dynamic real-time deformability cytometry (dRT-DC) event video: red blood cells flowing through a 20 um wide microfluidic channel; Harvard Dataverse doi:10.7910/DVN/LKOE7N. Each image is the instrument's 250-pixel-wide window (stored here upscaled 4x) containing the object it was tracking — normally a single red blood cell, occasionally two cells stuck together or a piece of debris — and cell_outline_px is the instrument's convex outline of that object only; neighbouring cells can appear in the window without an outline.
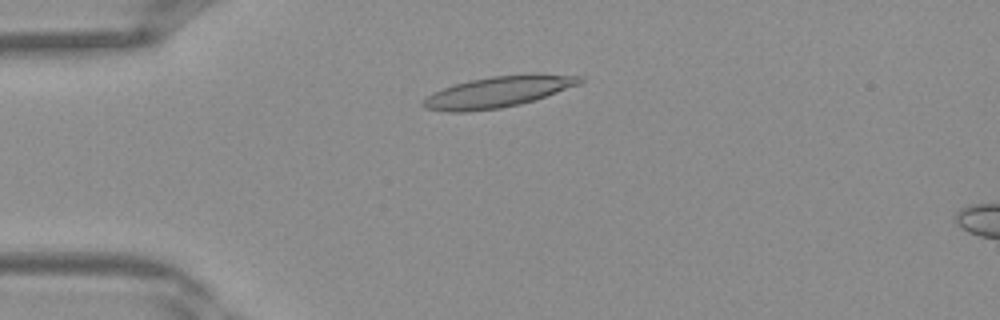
{"species": "Egyptian fruit bat (a non-hibernating species)", "species_latin": "Rousettus aegyptiacus", "temperature_condition": "warm", "stored_images_in_passage": 39, "camera_frame_rate_fps": 3000, "um_per_image_px": 0.085, "frame": {"image": 1, "passage_image": 9, "time_ms": 2.667, "image_size_px": [1000, 320], "cell_outline_px": [[584, 80], [580, 84], [520, 104], [500, 108], [468, 112], [448, 112], [424, 108], [420, 104], [428, 96], [444, 88], [456, 84], [472, 80], [492, 76], [532, 72], [536, 72], [584, 76]], "centroid_in_image_um": [42.39, 7.78], "position_along_channel_um": 42.6, "area_um2": 28.44}}
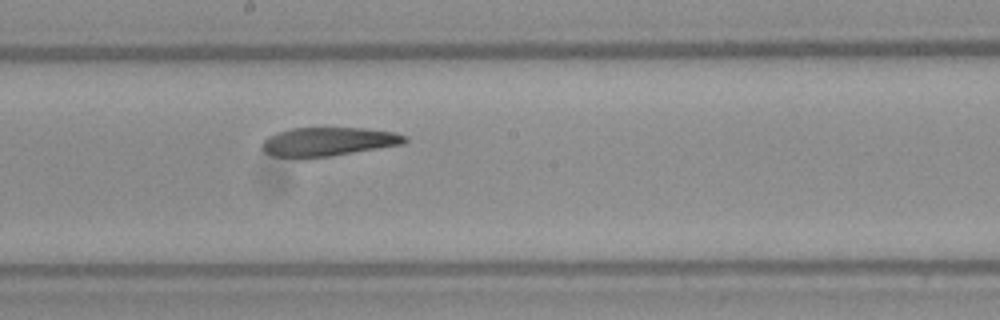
{"frame": {"image": 2, "passage_image": 21, "time_ms": 6.667, "image_size_px": [1000, 320], "cell_outline_px": [[408, 140], [404, 144], [332, 156], [304, 160], [272, 156], [264, 152], [260, 148], [260, 144], [268, 136], [276, 132], [292, 128], [368, 128], [396, 132], [408, 136]], "centroid_in_image_um": [27.86, 12.07], "position_along_channel_um": 220.3, "area_um2": 24.8}}
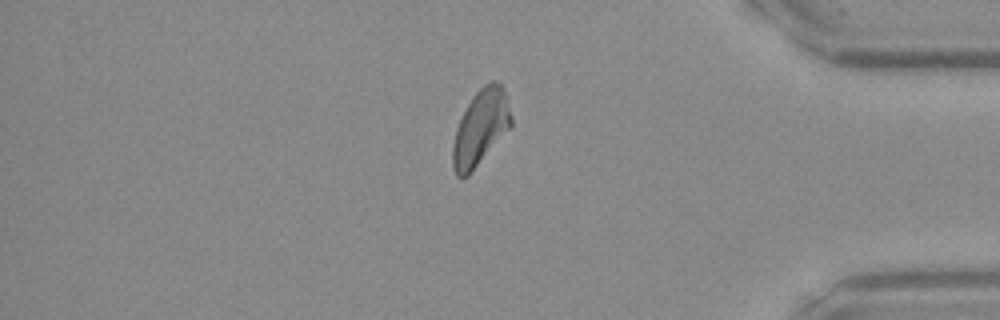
{"frame": {"image": 3, "passage_image": 33, "time_ms": 10.667, "image_size_px": [1000, 320], "cell_outline_px": [[512, 124], [468, 176], [456, 176], [452, 168], [452, 148], [456, 128], [472, 96], [484, 84], [492, 80], [496, 80], [504, 88], [508, 96], [512, 116]], "centroid_in_image_um": [40.85, 10.81], "position_along_channel_um": 394.3, "area_um2": 25.55}}